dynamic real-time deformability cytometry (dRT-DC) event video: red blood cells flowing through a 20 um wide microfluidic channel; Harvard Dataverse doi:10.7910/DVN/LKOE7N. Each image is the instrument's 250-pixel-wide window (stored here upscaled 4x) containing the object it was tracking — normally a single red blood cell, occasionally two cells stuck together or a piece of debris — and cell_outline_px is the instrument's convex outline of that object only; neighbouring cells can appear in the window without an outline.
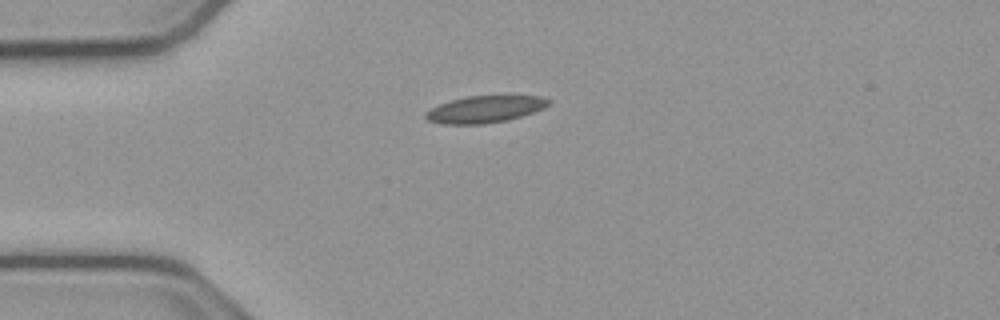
{"species": "common noctule bat (a hibernating species)", "species_latin": "Nyctalus noctula", "temperature_condition": "cold", "stored_images_in_passage": 41, "camera_frame_rate_fps": 3000, "um_per_image_px": 0.085, "animal": {"sex": "male", "body_mass_g": 23.1, "forearm_length_mm": 52.7}, "frame": {"image": 1, "passage_image": 1, "time_ms": 0.0, "image_size_px": [1000, 320], "cell_outline_px": [[552, 100], [544, 108], [508, 120], [484, 124], [440, 124], [428, 120], [424, 116], [424, 112], [440, 104], [452, 100], [468, 96], [540, 96]], "centroid_in_image_um": [41.2, 9.29], "position_along_channel_um": 43.8, "area_um2": 19.13}}
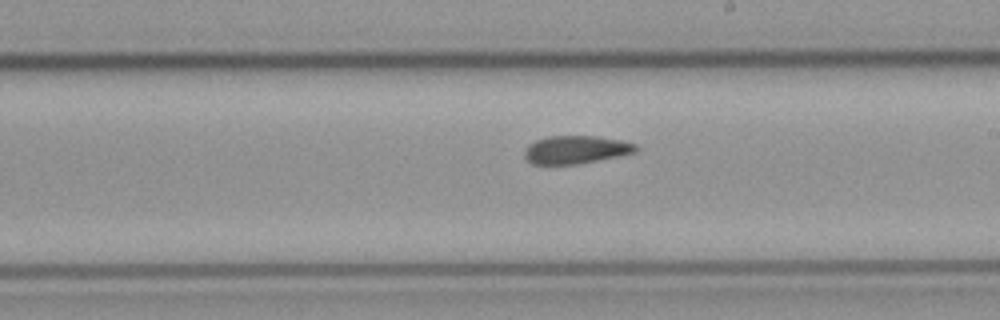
{"frame": {"image": 2, "passage_image": 18, "time_ms": 5.667, "image_size_px": [1000, 320], "cell_outline_px": [[640, 148], [636, 152], [620, 156], [576, 164], [532, 164], [524, 156], [524, 152], [528, 144], [536, 140], [548, 136], [596, 136], [620, 140], [636, 144]], "centroid_in_image_um": [48.96, 12.72], "position_along_channel_um": 240.0, "area_um2": 18.21}}
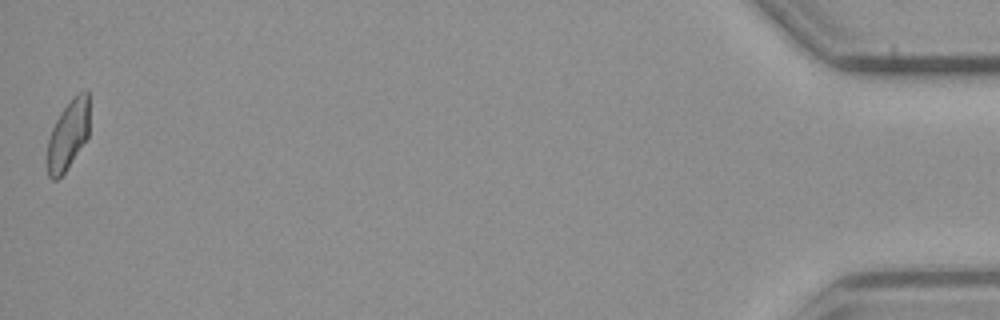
{"frame": {"image": 3, "passage_image": 41, "time_ms": 13.333, "image_size_px": [1000, 320], "cell_outline_px": [[88, 136], [64, 172], [56, 180], [52, 180], [48, 176], [48, 140], [52, 128], [60, 112], [72, 96], [88, 88]], "centroid_in_image_um": [5.78, 11.42], "position_along_channel_um": 429.4, "area_um2": 16.76}, "authors_computed_cell_mechanics": {"area_um2": 18.4382, "velocity_mm_per_s": 3.809, "shape_relaxation_time_tau1_ms": null, "shape_relaxation_time_tau2_ms": 8.4391, "deformation_change_tau1": null, "deformation_change_tau2": 0.1422}}